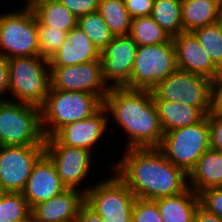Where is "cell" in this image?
<instances>
[{"label":"cell","mask_w":222,"mask_h":222,"mask_svg":"<svg viewBox=\"0 0 222 222\" xmlns=\"http://www.w3.org/2000/svg\"><path fill=\"white\" fill-rule=\"evenodd\" d=\"M117 162H109L114 172L136 198L155 200L177 195L188 188V175L166 159L158 148L125 149ZM120 159V160H119Z\"/></svg>","instance_id":"cell-1"},{"label":"cell","mask_w":222,"mask_h":222,"mask_svg":"<svg viewBox=\"0 0 222 222\" xmlns=\"http://www.w3.org/2000/svg\"><path fill=\"white\" fill-rule=\"evenodd\" d=\"M103 106L109 127L116 124L126 138L124 149L159 148L164 132L152 91L109 88Z\"/></svg>","instance_id":"cell-2"},{"label":"cell","mask_w":222,"mask_h":222,"mask_svg":"<svg viewBox=\"0 0 222 222\" xmlns=\"http://www.w3.org/2000/svg\"><path fill=\"white\" fill-rule=\"evenodd\" d=\"M102 106L97 95L50 88L40 107L44 137L54 136L63 126L91 117Z\"/></svg>","instance_id":"cell-3"},{"label":"cell","mask_w":222,"mask_h":222,"mask_svg":"<svg viewBox=\"0 0 222 222\" xmlns=\"http://www.w3.org/2000/svg\"><path fill=\"white\" fill-rule=\"evenodd\" d=\"M7 61L9 73L8 99L12 98L9 100L40 108L50 89L48 59L41 56H29L9 58Z\"/></svg>","instance_id":"cell-4"},{"label":"cell","mask_w":222,"mask_h":222,"mask_svg":"<svg viewBox=\"0 0 222 222\" xmlns=\"http://www.w3.org/2000/svg\"><path fill=\"white\" fill-rule=\"evenodd\" d=\"M0 13V55L6 59L39 56L37 19L28 5Z\"/></svg>","instance_id":"cell-5"},{"label":"cell","mask_w":222,"mask_h":222,"mask_svg":"<svg viewBox=\"0 0 222 222\" xmlns=\"http://www.w3.org/2000/svg\"><path fill=\"white\" fill-rule=\"evenodd\" d=\"M40 108L17 101H0V146L44 145Z\"/></svg>","instance_id":"cell-6"},{"label":"cell","mask_w":222,"mask_h":222,"mask_svg":"<svg viewBox=\"0 0 222 222\" xmlns=\"http://www.w3.org/2000/svg\"><path fill=\"white\" fill-rule=\"evenodd\" d=\"M210 148L207 115L194 125L165 132L159 150L187 175Z\"/></svg>","instance_id":"cell-7"},{"label":"cell","mask_w":222,"mask_h":222,"mask_svg":"<svg viewBox=\"0 0 222 222\" xmlns=\"http://www.w3.org/2000/svg\"><path fill=\"white\" fill-rule=\"evenodd\" d=\"M151 91L153 100L186 104L205 116L212 111V81L198 74L177 69Z\"/></svg>","instance_id":"cell-8"},{"label":"cell","mask_w":222,"mask_h":222,"mask_svg":"<svg viewBox=\"0 0 222 222\" xmlns=\"http://www.w3.org/2000/svg\"><path fill=\"white\" fill-rule=\"evenodd\" d=\"M101 176L85 193V203L105 222H132L135 195L114 173Z\"/></svg>","instance_id":"cell-9"},{"label":"cell","mask_w":222,"mask_h":222,"mask_svg":"<svg viewBox=\"0 0 222 222\" xmlns=\"http://www.w3.org/2000/svg\"><path fill=\"white\" fill-rule=\"evenodd\" d=\"M177 69L172 39L167 43L137 46L131 79L124 88L151 91Z\"/></svg>","instance_id":"cell-10"},{"label":"cell","mask_w":222,"mask_h":222,"mask_svg":"<svg viewBox=\"0 0 222 222\" xmlns=\"http://www.w3.org/2000/svg\"><path fill=\"white\" fill-rule=\"evenodd\" d=\"M44 153V145L0 146V189L2 192H22L33 165Z\"/></svg>","instance_id":"cell-11"},{"label":"cell","mask_w":222,"mask_h":222,"mask_svg":"<svg viewBox=\"0 0 222 222\" xmlns=\"http://www.w3.org/2000/svg\"><path fill=\"white\" fill-rule=\"evenodd\" d=\"M44 152L53 161L61 182L66 188H75L86 193L92 186L89 184L92 179L89 181L87 179L89 174L92 175L90 172L95 167L93 166L95 153L66 145H44ZM86 182L88 186L85 185Z\"/></svg>","instance_id":"cell-12"},{"label":"cell","mask_w":222,"mask_h":222,"mask_svg":"<svg viewBox=\"0 0 222 222\" xmlns=\"http://www.w3.org/2000/svg\"><path fill=\"white\" fill-rule=\"evenodd\" d=\"M50 88L90 93L97 95L102 101L109 90L102 78L101 61L50 67Z\"/></svg>","instance_id":"cell-13"},{"label":"cell","mask_w":222,"mask_h":222,"mask_svg":"<svg viewBox=\"0 0 222 222\" xmlns=\"http://www.w3.org/2000/svg\"><path fill=\"white\" fill-rule=\"evenodd\" d=\"M109 128L108 112L102 106L91 117L63 126L54 136L45 138L44 145H66L95 152L103 139L107 138ZM105 134V135H104ZM104 136V138H103Z\"/></svg>","instance_id":"cell-14"},{"label":"cell","mask_w":222,"mask_h":222,"mask_svg":"<svg viewBox=\"0 0 222 222\" xmlns=\"http://www.w3.org/2000/svg\"><path fill=\"white\" fill-rule=\"evenodd\" d=\"M137 46L130 35H121L101 51L102 78L108 88H123L130 82Z\"/></svg>","instance_id":"cell-15"},{"label":"cell","mask_w":222,"mask_h":222,"mask_svg":"<svg viewBox=\"0 0 222 222\" xmlns=\"http://www.w3.org/2000/svg\"><path fill=\"white\" fill-rule=\"evenodd\" d=\"M65 189L67 188L61 182L53 161L44 152L33 165L31 175L21 193L32 209Z\"/></svg>","instance_id":"cell-16"},{"label":"cell","mask_w":222,"mask_h":222,"mask_svg":"<svg viewBox=\"0 0 222 222\" xmlns=\"http://www.w3.org/2000/svg\"><path fill=\"white\" fill-rule=\"evenodd\" d=\"M177 68L204 76L213 81L221 72L203 50L193 32H181L172 37Z\"/></svg>","instance_id":"cell-17"},{"label":"cell","mask_w":222,"mask_h":222,"mask_svg":"<svg viewBox=\"0 0 222 222\" xmlns=\"http://www.w3.org/2000/svg\"><path fill=\"white\" fill-rule=\"evenodd\" d=\"M85 202V193L67 188L62 193L38 203L31 209L35 222H75Z\"/></svg>","instance_id":"cell-18"},{"label":"cell","mask_w":222,"mask_h":222,"mask_svg":"<svg viewBox=\"0 0 222 222\" xmlns=\"http://www.w3.org/2000/svg\"><path fill=\"white\" fill-rule=\"evenodd\" d=\"M101 52L78 27L71 29L60 49L48 60L49 67L72 66L101 61Z\"/></svg>","instance_id":"cell-19"},{"label":"cell","mask_w":222,"mask_h":222,"mask_svg":"<svg viewBox=\"0 0 222 222\" xmlns=\"http://www.w3.org/2000/svg\"><path fill=\"white\" fill-rule=\"evenodd\" d=\"M188 187L195 193L222 187V151L209 148L188 174Z\"/></svg>","instance_id":"cell-20"},{"label":"cell","mask_w":222,"mask_h":222,"mask_svg":"<svg viewBox=\"0 0 222 222\" xmlns=\"http://www.w3.org/2000/svg\"><path fill=\"white\" fill-rule=\"evenodd\" d=\"M155 201L163 222H193L195 210L200 204L199 195L190 187L177 195Z\"/></svg>","instance_id":"cell-21"},{"label":"cell","mask_w":222,"mask_h":222,"mask_svg":"<svg viewBox=\"0 0 222 222\" xmlns=\"http://www.w3.org/2000/svg\"><path fill=\"white\" fill-rule=\"evenodd\" d=\"M221 19L222 2L220 0H182L184 32H193Z\"/></svg>","instance_id":"cell-22"},{"label":"cell","mask_w":222,"mask_h":222,"mask_svg":"<svg viewBox=\"0 0 222 222\" xmlns=\"http://www.w3.org/2000/svg\"><path fill=\"white\" fill-rule=\"evenodd\" d=\"M154 103L164 133L194 125L205 117L199 109L179 102L154 100Z\"/></svg>","instance_id":"cell-23"},{"label":"cell","mask_w":222,"mask_h":222,"mask_svg":"<svg viewBox=\"0 0 222 222\" xmlns=\"http://www.w3.org/2000/svg\"><path fill=\"white\" fill-rule=\"evenodd\" d=\"M28 6L40 24L69 32L77 26L78 19L60 2L33 0Z\"/></svg>","instance_id":"cell-24"},{"label":"cell","mask_w":222,"mask_h":222,"mask_svg":"<svg viewBox=\"0 0 222 222\" xmlns=\"http://www.w3.org/2000/svg\"><path fill=\"white\" fill-rule=\"evenodd\" d=\"M151 17L171 38L184 32L182 0H154Z\"/></svg>","instance_id":"cell-25"},{"label":"cell","mask_w":222,"mask_h":222,"mask_svg":"<svg viewBox=\"0 0 222 222\" xmlns=\"http://www.w3.org/2000/svg\"><path fill=\"white\" fill-rule=\"evenodd\" d=\"M114 36L129 35L132 18L124 0H99L97 11Z\"/></svg>","instance_id":"cell-26"},{"label":"cell","mask_w":222,"mask_h":222,"mask_svg":"<svg viewBox=\"0 0 222 222\" xmlns=\"http://www.w3.org/2000/svg\"><path fill=\"white\" fill-rule=\"evenodd\" d=\"M129 35L138 46L167 43L172 39L151 16L132 19Z\"/></svg>","instance_id":"cell-27"},{"label":"cell","mask_w":222,"mask_h":222,"mask_svg":"<svg viewBox=\"0 0 222 222\" xmlns=\"http://www.w3.org/2000/svg\"><path fill=\"white\" fill-rule=\"evenodd\" d=\"M212 63L222 71V19L193 31Z\"/></svg>","instance_id":"cell-28"},{"label":"cell","mask_w":222,"mask_h":222,"mask_svg":"<svg viewBox=\"0 0 222 222\" xmlns=\"http://www.w3.org/2000/svg\"><path fill=\"white\" fill-rule=\"evenodd\" d=\"M77 26L101 52L113 39L114 35L98 12L85 14L78 18Z\"/></svg>","instance_id":"cell-29"},{"label":"cell","mask_w":222,"mask_h":222,"mask_svg":"<svg viewBox=\"0 0 222 222\" xmlns=\"http://www.w3.org/2000/svg\"><path fill=\"white\" fill-rule=\"evenodd\" d=\"M31 208L21 192H2L0 195V222H16L28 217Z\"/></svg>","instance_id":"cell-30"},{"label":"cell","mask_w":222,"mask_h":222,"mask_svg":"<svg viewBox=\"0 0 222 222\" xmlns=\"http://www.w3.org/2000/svg\"><path fill=\"white\" fill-rule=\"evenodd\" d=\"M39 56L50 59L66 40L68 32L40 24L37 21Z\"/></svg>","instance_id":"cell-31"},{"label":"cell","mask_w":222,"mask_h":222,"mask_svg":"<svg viewBox=\"0 0 222 222\" xmlns=\"http://www.w3.org/2000/svg\"><path fill=\"white\" fill-rule=\"evenodd\" d=\"M132 222H163L156 201L136 198L132 208Z\"/></svg>","instance_id":"cell-32"},{"label":"cell","mask_w":222,"mask_h":222,"mask_svg":"<svg viewBox=\"0 0 222 222\" xmlns=\"http://www.w3.org/2000/svg\"><path fill=\"white\" fill-rule=\"evenodd\" d=\"M200 205L222 219V187H212L199 194Z\"/></svg>","instance_id":"cell-33"},{"label":"cell","mask_w":222,"mask_h":222,"mask_svg":"<svg viewBox=\"0 0 222 222\" xmlns=\"http://www.w3.org/2000/svg\"><path fill=\"white\" fill-rule=\"evenodd\" d=\"M210 148L222 151V114L211 111L208 115Z\"/></svg>","instance_id":"cell-34"},{"label":"cell","mask_w":222,"mask_h":222,"mask_svg":"<svg viewBox=\"0 0 222 222\" xmlns=\"http://www.w3.org/2000/svg\"><path fill=\"white\" fill-rule=\"evenodd\" d=\"M60 3L77 19L85 14L97 12L99 6V0H61Z\"/></svg>","instance_id":"cell-35"},{"label":"cell","mask_w":222,"mask_h":222,"mask_svg":"<svg viewBox=\"0 0 222 222\" xmlns=\"http://www.w3.org/2000/svg\"><path fill=\"white\" fill-rule=\"evenodd\" d=\"M125 7L132 19L151 16L154 0H124Z\"/></svg>","instance_id":"cell-36"},{"label":"cell","mask_w":222,"mask_h":222,"mask_svg":"<svg viewBox=\"0 0 222 222\" xmlns=\"http://www.w3.org/2000/svg\"><path fill=\"white\" fill-rule=\"evenodd\" d=\"M212 111L222 114V71L212 81Z\"/></svg>","instance_id":"cell-37"},{"label":"cell","mask_w":222,"mask_h":222,"mask_svg":"<svg viewBox=\"0 0 222 222\" xmlns=\"http://www.w3.org/2000/svg\"><path fill=\"white\" fill-rule=\"evenodd\" d=\"M8 91H9L8 61L5 57L0 55V101L8 100V97L6 96L8 95Z\"/></svg>","instance_id":"cell-38"},{"label":"cell","mask_w":222,"mask_h":222,"mask_svg":"<svg viewBox=\"0 0 222 222\" xmlns=\"http://www.w3.org/2000/svg\"><path fill=\"white\" fill-rule=\"evenodd\" d=\"M75 222H105V221L84 202L79 208L77 220Z\"/></svg>","instance_id":"cell-39"},{"label":"cell","mask_w":222,"mask_h":222,"mask_svg":"<svg viewBox=\"0 0 222 222\" xmlns=\"http://www.w3.org/2000/svg\"><path fill=\"white\" fill-rule=\"evenodd\" d=\"M193 222H222L217 215L208 212L200 204L195 210Z\"/></svg>","instance_id":"cell-40"},{"label":"cell","mask_w":222,"mask_h":222,"mask_svg":"<svg viewBox=\"0 0 222 222\" xmlns=\"http://www.w3.org/2000/svg\"><path fill=\"white\" fill-rule=\"evenodd\" d=\"M16 222H35V221H34L32 213H31L28 217H26L22 220L16 221Z\"/></svg>","instance_id":"cell-41"},{"label":"cell","mask_w":222,"mask_h":222,"mask_svg":"<svg viewBox=\"0 0 222 222\" xmlns=\"http://www.w3.org/2000/svg\"><path fill=\"white\" fill-rule=\"evenodd\" d=\"M24 2H23V4H25V5H28L31 1H33V0H23Z\"/></svg>","instance_id":"cell-42"},{"label":"cell","mask_w":222,"mask_h":222,"mask_svg":"<svg viewBox=\"0 0 222 222\" xmlns=\"http://www.w3.org/2000/svg\"><path fill=\"white\" fill-rule=\"evenodd\" d=\"M50 1H54V2H60L61 0H50Z\"/></svg>","instance_id":"cell-43"}]
</instances>
